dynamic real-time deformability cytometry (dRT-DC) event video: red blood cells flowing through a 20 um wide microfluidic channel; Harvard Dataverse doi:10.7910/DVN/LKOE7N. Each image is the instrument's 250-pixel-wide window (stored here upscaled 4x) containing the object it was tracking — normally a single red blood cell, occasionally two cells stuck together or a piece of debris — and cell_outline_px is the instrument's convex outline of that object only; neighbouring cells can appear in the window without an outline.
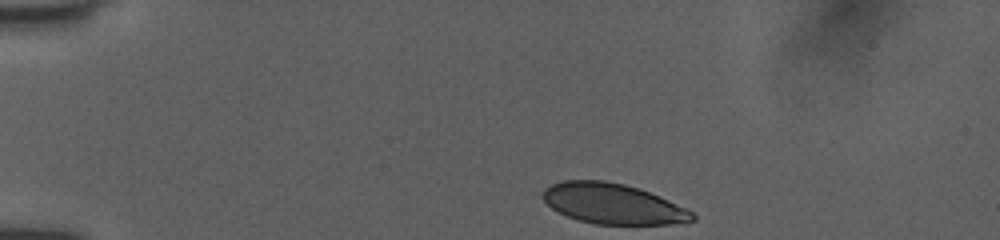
{"species": "human", "species_latin": "Homo sapiens", "temperature_condition": "room temperature", "stored_images_in_passage": 37, "camera_frame_rate_fps": 3000, "um_per_image_px": 0.085, "donor": {"sex": "female"}, "frame": {"image": 1, "passage_image": 1, "time_ms": 0.0, "image_size_px": [1000, 240], "cell_outline_px": [[696, 220], [668, 224], [596, 224], [580, 220], [568, 216], [552, 208], [532, 192], [552, 184], [564, 180], [604, 180], [624, 184], [640, 188], [660, 196], [688, 208], [696, 216]], "centroid_in_image_um": [52.02, 17.29], "position_along_channel_um": 33.0, "area_um2": 35.78}}
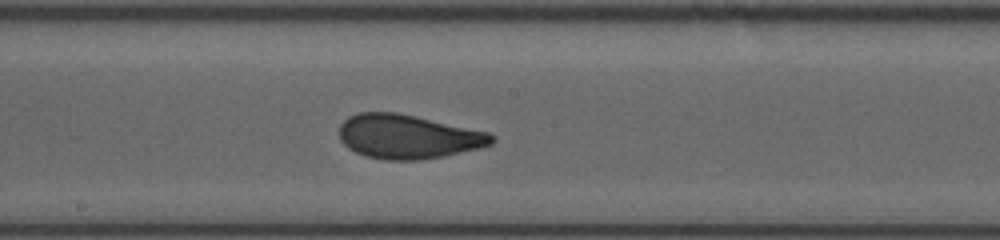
{"frame": {"image": 2, "passage_image": 20, "time_ms": 6.333, "image_size_px": [1000, 240], "cell_outline_px": [[496, 140], [492, 144], [480, 148], [444, 156], [420, 160], [384, 160], [364, 156], [348, 148], [340, 140], [340, 124], [348, 116], [356, 112], [396, 112], [416, 116], [488, 132], [496, 136]], "centroid_in_image_um": [34.67, 11.61], "position_along_channel_um": 213.5, "area_um2": 39.42}}
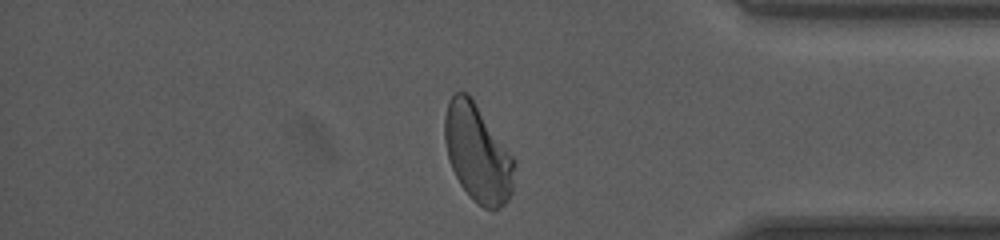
{"frame": {"image": 3, "passage_image": 35, "time_ms": 11.333, "image_size_px": [1000, 240], "cell_outline_px": [[516, 164], [512, 192], [508, 200], [504, 204], [492, 212], [484, 208], [472, 200], [460, 184], [452, 168], [448, 156], [444, 140], [444, 116], [448, 104], [452, 96], [456, 92], [468, 92], [472, 96], [516, 160]], "centroid_in_image_um": [40.62, 13.03], "position_along_channel_um": 394.6, "area_um2": 40.11}, "authors_computed_cell_mechanics": {"area_um2": 38.8416, "velocity_mm_per_s": 3.969, "shape_relaxation_time_tau1_ms": 3.9982, "shape_relaxation_time_tau2_ms": 0.8814, "deformation_change_tau1": 0.1523, "deformation_change_tau2": 0.0494}}